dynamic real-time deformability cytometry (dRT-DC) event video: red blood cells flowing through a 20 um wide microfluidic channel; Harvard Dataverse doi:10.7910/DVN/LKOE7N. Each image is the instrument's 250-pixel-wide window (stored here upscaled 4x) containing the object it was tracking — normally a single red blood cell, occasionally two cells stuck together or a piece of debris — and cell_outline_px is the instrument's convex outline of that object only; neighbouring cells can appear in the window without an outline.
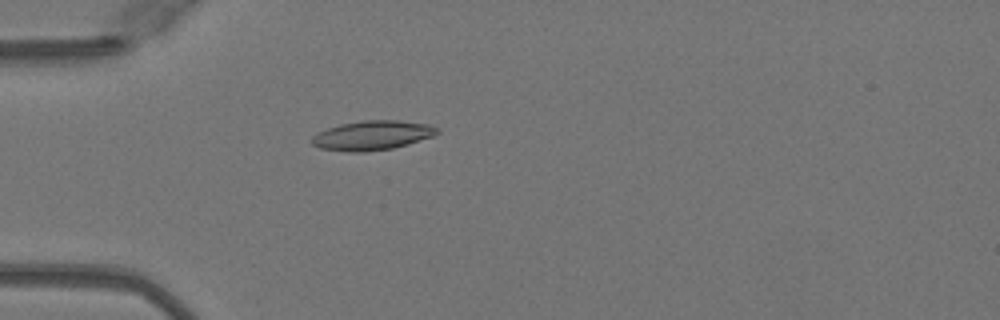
{"species": "Egyptian fruit bat (a non-hibernating species)", "species_latin": "Rousettus aegyptiacus", "temperature_condition": "warm", "stored_images_in_passage": 36, "camera_frame_rate_fps": 3000, "um_per_image_px": 0.085, "animal": {"sex": "female"}, "frame": {"image": 1, "passage_image": 1, "time_ms": 0.0, "image_size_px": [1000, 320], "cell_outline_px": [[440, 132], [432, 136], [408, 144], [392, 148], [364, 152], [352, 152], [320, 148], [312, 144], [312, 136], [316, 132], [340, 124], [364, 120], [400, 120], [428, 124], [440, 128]], "centroid_in_image_um": [31.65, 11.5], "position_along_channel_um": 53.4, "area_um2": 21.5}}
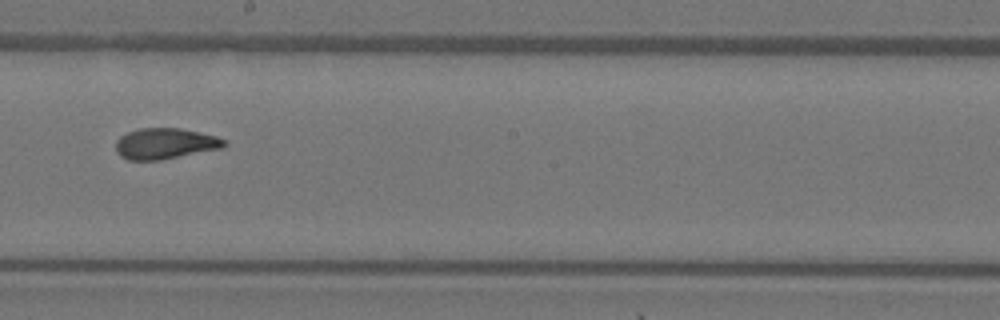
{"frame": {"image": 2, "passage_image": 15, "time_ms": 4.667, "image_size_px": [1000, 320], "cell_outline_px": [[228, 144], [220, 148], [160, 160], [128, 160], [120, 156], [116, 152], [116, 140], [120, 136], [128, 132], [140, 128], [180, 128], [216, 136], [224, 140]], "centroid_in_image_um": [13.99, 12.2], "position_along_channel_um": 234.2, "area_um2": 19.36}}
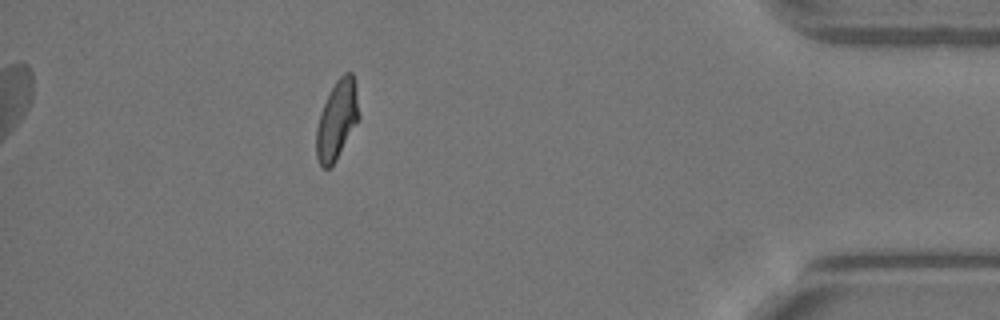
{"frame": {"image": 3, "passage_image": 31, "time_ms": 10.0, "image_size_px": [1000, 320], "cell_outline_px": [[360, 116], [336, 160], [328, 168], [320, 168], [316, 156], [316, 128], [320, 112], [336, 80], [344, 72], [352, 72]], "centroid_in_image_um": [28.61, 10.22], "position_along_channel_um": 406.6, "area_um2": 19.25}, "authors_computed_cell_mechanics": {"area_um2": 19.941, "velocity_mm_per_s": 4.0981, "shape_relaxation_time_tau1_ms": 5.0043, "shape_relaxation_time_tau2_ms": 1.1507, "deformation_change_tau1": 0.2024, "deformation_change_tau2": 0.0808}}